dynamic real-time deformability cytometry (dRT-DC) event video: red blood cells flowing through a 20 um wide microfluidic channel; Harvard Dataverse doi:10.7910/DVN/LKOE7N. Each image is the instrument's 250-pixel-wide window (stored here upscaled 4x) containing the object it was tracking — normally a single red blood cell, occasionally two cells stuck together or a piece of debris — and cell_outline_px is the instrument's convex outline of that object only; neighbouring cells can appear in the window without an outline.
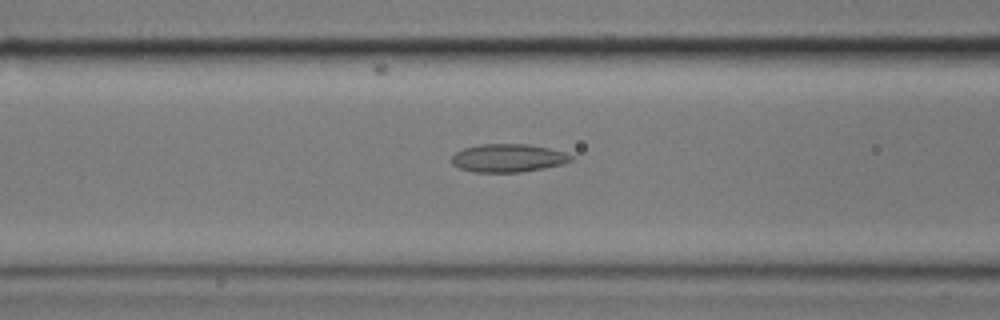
{"species": "common noctule bat (a hibernating species)", "species_latin": "Nyctalus noctula", "temperature_condition": "cold", "stored_images_in_passage": 57, "camera_frame_rate_fps": 3000, "um_per_image_px": 0.085, "animal": {"sex": "male", "body_mass_g": 17.9}, "frame": {"image": 1, "passage_image": 23, "time_ms": 7.333, "image_size_px": [1000, 320], "cell_outline_px": [[576, 160], [564, 164], [544, 168], [520, 172], [472, 172], [460, 168], [452, 164], [452, 156], [456, 152], [464, 148], [480, 144], [528, 144], [548, 148], [564, 152], [572, 156]], "centroid_in_image_um": [43.21, 13.43], "position_along_channel_um": 123.4, "area_um2": 19.65}}
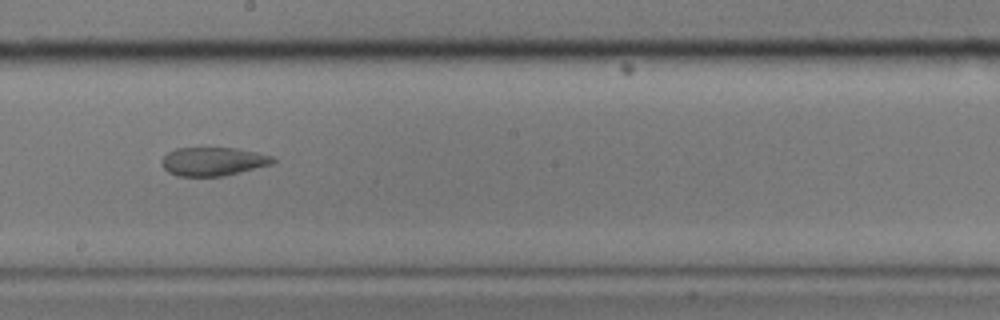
{"frame": {"image": 2, "passage_image": 32, "time_ms": 10.333, "image_size_px": [1000, 320], "cell_outline_px": [[276, 160], [272, 164], [224, 176], [176, 176], [168, 172], [164, 168], [164, 156], [168, 152], [176, 148], [236, 148], [256, 152], [272, 156]], "centroid_in_image_um": [18.13, 13.72], "position_along_channel_um": 230.1, "area_um2": 18.32}}
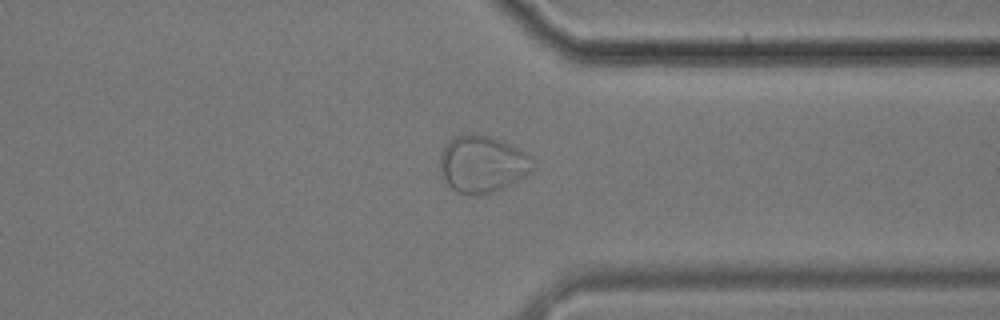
{"frame": {"image": 3, "passage_image": 44, "time_ms": 14.333, "image_size_px": [1000, 320], "cell_outline_px": [[536, 168], [532, 172], [492, 192], [480, 196], [468, 196], [456, 192], [444, 180], [440, 172], [440, 152], [448, 140], [456, 136], [492, 136], [512, 144], [520, 148], [532, 156], [536, 164]], "centroid_in_image_um": [41.02, 13.96], "position_along_channel_um": 370.4, "area_um2": 31.1}}